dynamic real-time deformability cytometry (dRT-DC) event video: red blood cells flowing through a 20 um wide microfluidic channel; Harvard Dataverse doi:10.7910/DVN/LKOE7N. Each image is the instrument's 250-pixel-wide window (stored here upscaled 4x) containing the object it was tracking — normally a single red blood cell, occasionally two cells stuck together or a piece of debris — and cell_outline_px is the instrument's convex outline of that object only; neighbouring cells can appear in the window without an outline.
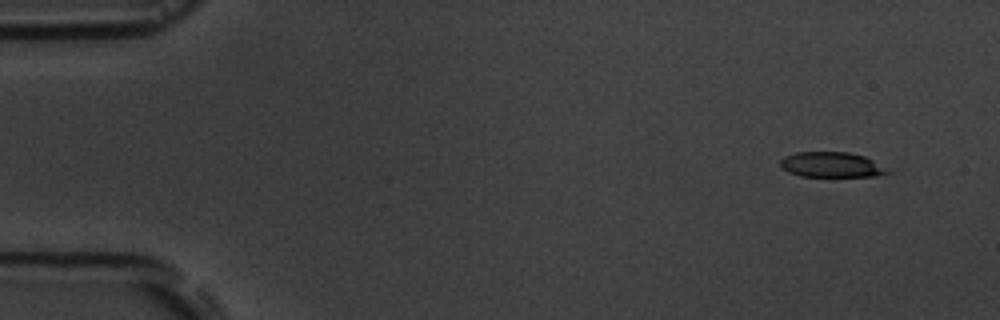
{"species": "common noctule bat (a hibernating species)", "species_latin": "Nyctalus noctula", "temperature_condition": "room temperature", "stored_images_in_passage": 6, "camera_frame_rate_fps": 3000, "um_per_image_px": 0.085, "animal": {"sex": "male", "body_mass_g": 19.5, "forearm_length_mm": 54.6}, "frame": {"image": 1, "passage_image": 1, "time_ms": 0.0, "image_size_px": [1000, 320], "cell_outline_px": [[892, 172], [876, 176], [800, 176], [788, 172], [780, 164], [780, 160], [784, 156], [796, 152], [848, 152], [864, 156], [872, 160]], "centroid_in_image_um": [70.65, 14.0], "position_along_channel_um": 14.3, "area_um2": 15.61}}
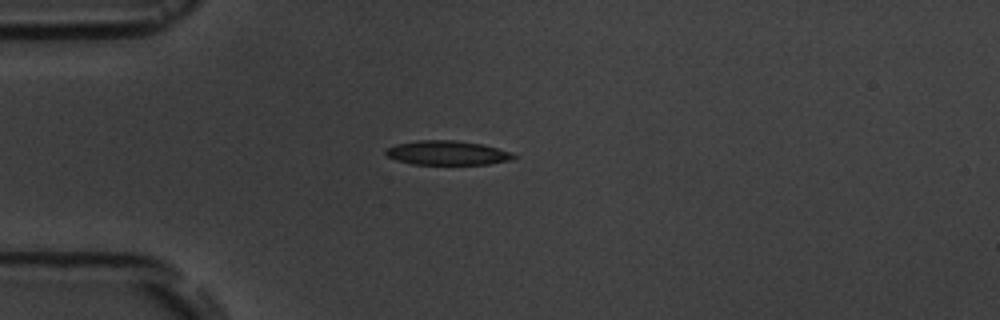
{"frame": {"image": 2, "passage_image": 4, "time_ms": 3.667, "image_size_px": [1000, 320], "cell_outline_px": [[520, 156], [512, 160], [488, 164], [412, 164], [396, 160], [384, 156], [384, 148], [396, 144], [416, 140], [456, 140], [480, 144], [512, 152]], "centroid_in_image_um": [37.98, 12.99], "position_along_channel_um": 47.0, "area_um2": 18.32}}
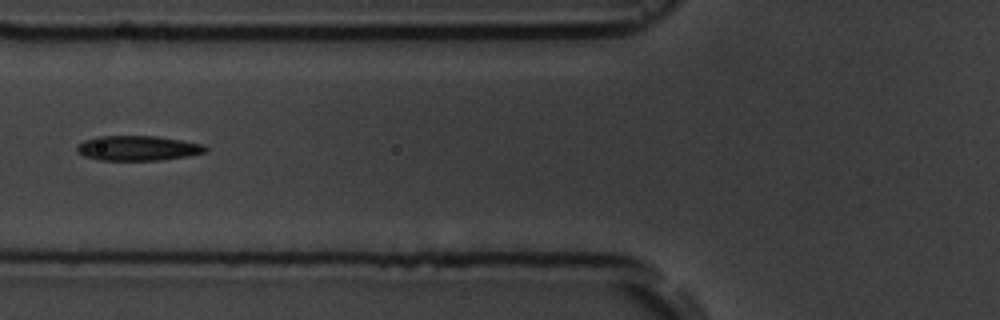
{"frame": {"image": 3, "passage_image": 6, "time_ms": 6.0, "image_size_px": [1000, 320], "cell_outline_px": [[208, 152], [188, 156], [160, 160], [100, 160], [84, 156], [76, 152], [76, 144], [84, 140], [96, 136], [156, 136], [204, 144], [208, 148]], "centroid_in_image_um": [11.7, 12.59], "position_along_channel_um": 114.1, "area_um2": 18.84}}